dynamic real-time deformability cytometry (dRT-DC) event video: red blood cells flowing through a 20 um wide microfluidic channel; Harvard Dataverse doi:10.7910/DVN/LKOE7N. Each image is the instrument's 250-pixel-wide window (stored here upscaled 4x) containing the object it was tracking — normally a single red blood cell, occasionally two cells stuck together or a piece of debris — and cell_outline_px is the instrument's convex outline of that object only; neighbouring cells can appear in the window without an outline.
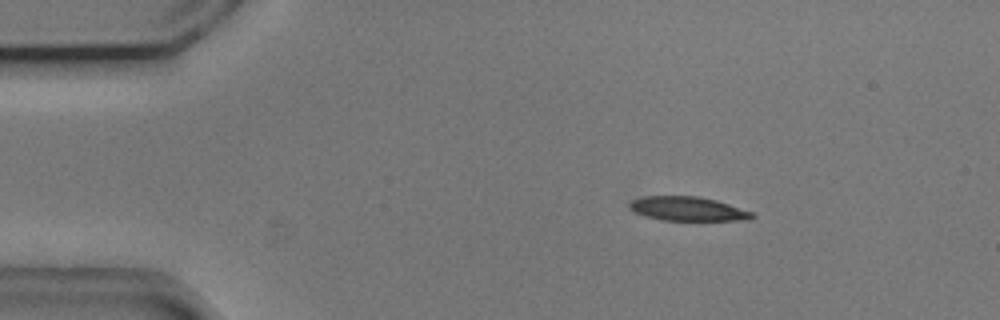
{"species": "common noctule bat (a hibernating species)", "species_latin": "Nyctalus noctula", "temperature_condition": "cold", "stored_images_in_passage": 47, "camera_frame_rate_fps": 3000, "um_per_image_px": 0.085, "animal": {"sex": "male", "body_mass_g": 20.5, "forearm_length_mm": 52.5}, "frame": {"image": 1, "passage_image": 1, "time_ms": 0.0, "image_size_px": [1000, 320], "cell_outline_px": [[756, 216], [752, 220], [664, 220], [648, 216], [636, 212], [628, 204], [632, 200], [640, 196], [696, 196], [716, 200], [752, 212]], "centroid_in_image_um": [58.5, 17.74], "position_along_channel_um": 26.5, "area_um2": 16.99}}
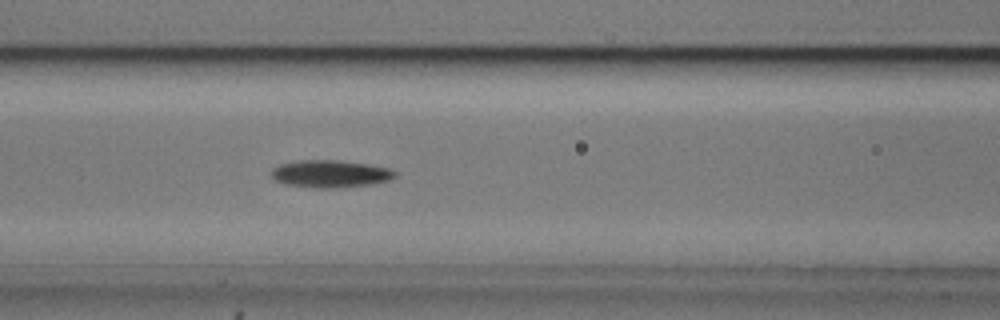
{"frame": {"image": 2, "passage_image": 15, "time_ms": 4.667, "image_size_px": [1000, 320], "cell_outline_px": [[396, 176], [388, 180], [372, 184], [336, 188], [316, 188], [284, 184], [276, 180], [272, 176], [272, 168], [280, 164], [296, 160], [340, 160], [368, 164], [392, 168], [396, 172]], "centroid_in_image_um": [28.09, 14.77], "position_along_channel_um": 138.5, "area_um2": 19.88}}
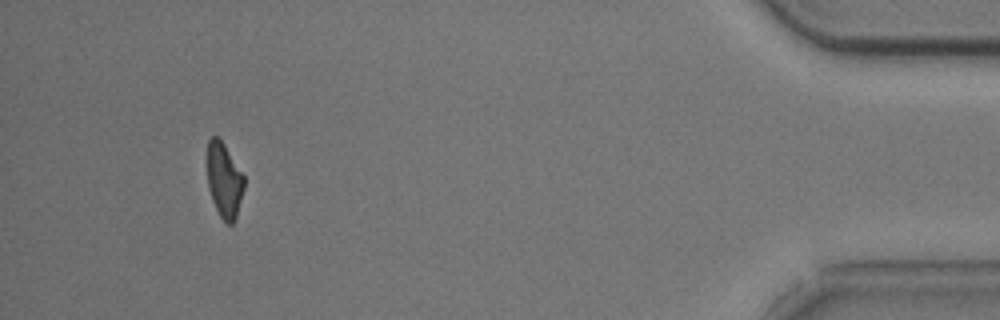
{"frame": {"image": 3, "passage_image": 43, "time_ms": 14.0, "image_size_px": [1000, 320], "cell_outline_px": [[244, 188], [236, 216], [232, 224], [228, 224], [220, 216], [212, 200], [208, 188], [208, 140], [212, 136], [216, 136], [224, 144], [244, 176]], "centroid_in_image_um": [19.06, 15.33], "position_along_channel_um": 416.1, "area_um2": 15.72}, "authors_computed_cell_mechanics": {"area_um2": 18.5538, "velocity_mm_per_s": 3.7035, "shape_relaxation_time_tau1_ms": 4.8921, "shape_relaxation_time_tau2_ms": null, "deformation_change_tau1": 0.152, "deformation_change_tau2": null}}